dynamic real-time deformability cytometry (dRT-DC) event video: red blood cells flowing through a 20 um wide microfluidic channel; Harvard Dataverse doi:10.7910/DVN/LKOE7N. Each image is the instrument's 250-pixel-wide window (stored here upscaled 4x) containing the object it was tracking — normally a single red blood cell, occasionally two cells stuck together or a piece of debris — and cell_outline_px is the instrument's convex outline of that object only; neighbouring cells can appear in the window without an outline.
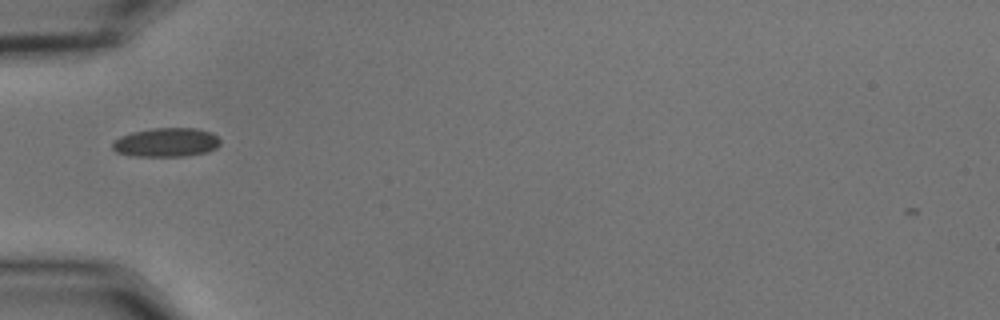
{"species": "common noctule bat (a hibernating species)", "species_latin": "Nyctalus noctula", "temperature_condition": "cold", "stored_images_in_passage": 38, "camera_frame_rate_fps": 3000, "um_per_image_px": 0.085, "animal": {"sex": "male", "body_mass_g": 15.6}, "frame": {"image": 1, "passage_image": 1, "time_ms": 0.0, "image_size_px": [1000, 320], "cell_outline_px": [[220, 144], [216, 148], [204, 152], [184, 156], [132, 156], [116, 152], [112, 148], [112, 144], [120, 136], [132, 132], [152, 128], [196, 128], [212, 132], [220, 140]], "centroid_in_image_um": [14.13, 12.1], "position_along_channel_um": 70.9, "area_um2": 18.15}}
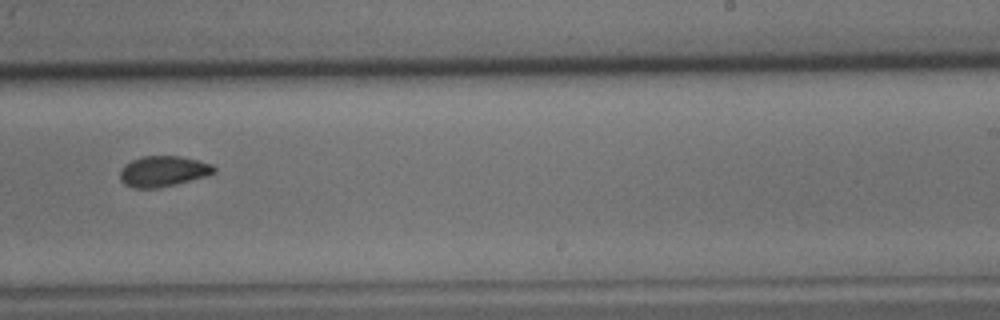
{"frame": {"image": 2, "passage_image": 18, "time_ms": 5.667, "image_size_px": [1000, 320], "cell_outline_px": [[216, 172], [204, 176], [176, 184], [156, 188], [136, 188], [124, 184], [120, 180], [120, 168], [124, 164], [132, 160], [144, 156], [180, 156], [212, 164], [216, 168]], "centroid_in_image_um": [13.84, 14.55], "position_along_channel_um": 275.2, "area_um2": 16.7}}
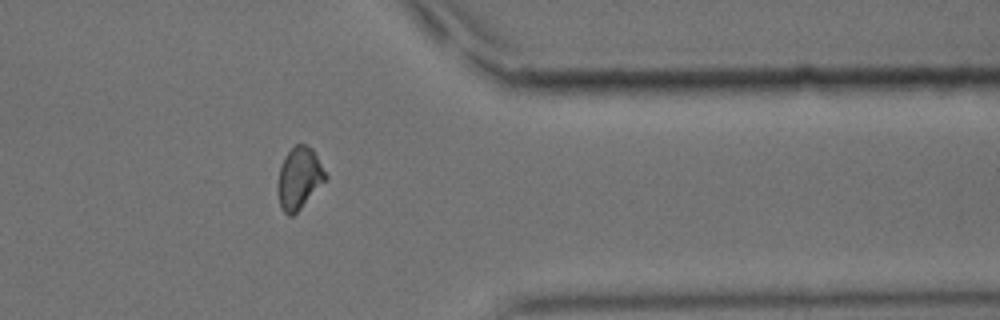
{"frame": {"image": 3, "passage_image": 28, "time_ms": 9.0, "image_size_px": [1000, 320], "cell_outline_px": [[328, 176], [300, 208], [292, 216], [288, 216], [284, 212], [280, 204], [276, 188], [280, 168], [284, 156], [296, 144], [304, 144], [312, 148]], "centroid_in_image_um": [25.4, 15.13], "position_along_channel_um": 386.0, "area_um2": 16.88}, "authors_computed_cell_mechanics": {"area_um2": 17.1088, "velocity_mm_per_s": 3.6109, "shape_relaxation_time_tau1_ms": 9.9003, "shape_relaxation_time_tau2_ms": 7.3074, "deformation_change_tau1": 0.1643, "deformation_change_tau2": 0.0996}}